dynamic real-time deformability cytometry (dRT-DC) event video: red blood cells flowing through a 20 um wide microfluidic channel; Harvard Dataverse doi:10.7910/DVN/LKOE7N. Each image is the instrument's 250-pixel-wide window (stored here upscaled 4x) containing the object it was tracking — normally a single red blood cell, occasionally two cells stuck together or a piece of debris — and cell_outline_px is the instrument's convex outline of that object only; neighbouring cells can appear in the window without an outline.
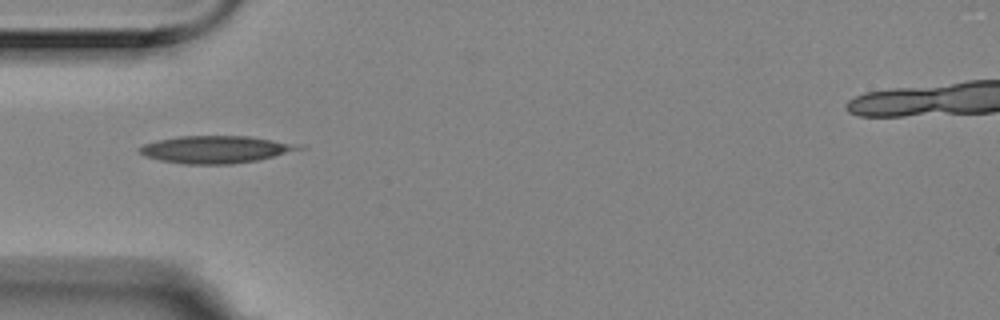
{"species": "Egyptian fruit bat (a non-hibernating species)", "species_latin": "Rousettus aegyptiacus", "temperature_condition": "room temperature", "stored_images_in_passage": 4, "camera_frame_rate_fps": 3000, "um_per_image_px": 0.085, "animal": {"sex": "female"}, "frame": {"image": 1, "passage_image": 4, "time_ms": 1.0, "image_size_px": [1000, 320], "cell_outline_px": [[308, 148], [260, 160], [232, 164], [184, 164], [160, 160], [144, 156], [140, 152], [140, 148], [144, 144], [156, 140], [180, 136], [248, 136], [304, 144]], "centroid_in_image_um": [18.44, 12.7], "position_along_channel_um": 66.6, "area_um2": 25.72}}